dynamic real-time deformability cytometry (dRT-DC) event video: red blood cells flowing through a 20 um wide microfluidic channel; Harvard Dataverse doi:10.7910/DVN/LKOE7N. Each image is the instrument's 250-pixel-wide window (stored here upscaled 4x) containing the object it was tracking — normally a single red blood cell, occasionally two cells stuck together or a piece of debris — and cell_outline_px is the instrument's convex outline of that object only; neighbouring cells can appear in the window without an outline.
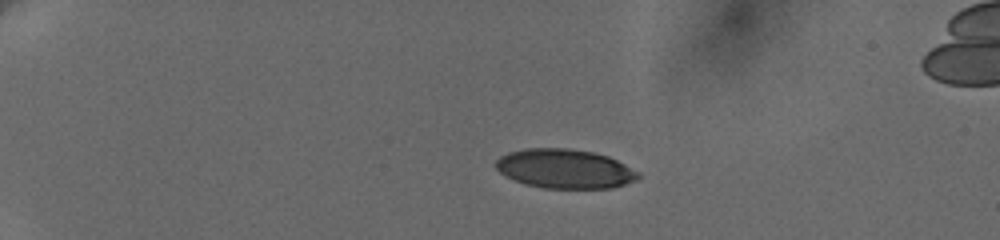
{"species": "human", "species_latin": "Homo sapiens", "temperature_condition": "cold", "stored_images_in_passage": 24, "camera_frame_rate_fps": 3000, "um_per_image_px": 0.085, "donor": {"sex": "female"}, "frame": {"image": 1, "passage_image": 1, "time_ms": 0.0, "image_size_px": [1000, 240], "cell_outline_px": [[640, 176], [636, 180], [612, 188], [544, 188], [524, 184], [504, 176], [492, 164], [500, 156], [508, 152], [524, 148], [568, 148], [592, 152], [608, 156], [640, 172]], "centroid_in_image_um": [47.96, 14.34], "position_along_channel_um": 37.0, "area_um2": 32.77}}
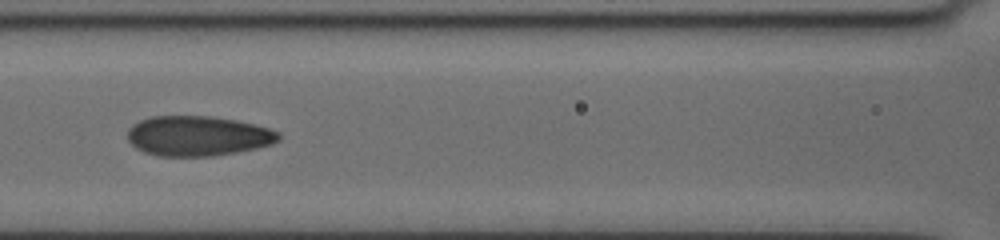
{"frame": {"image": 2, "passage_image": 14, "time_ms": 5.333, "image_size_px": [1000, 240], "cell_outline_px": [[280, 140], [272, 144], [256, 148], [236, 152], [212, 156], [160, 156], [144, 152], [136, 148], [128, 140], [128, 128], [132, 124], [140, 120], [152, 116], [208, 116], [236, 120], [256, 124], [280, 132]], "centroid_in_image_um": [16.82, 11.55], "position_along_channel_um": 149.8, "area_um2": 35.32}}
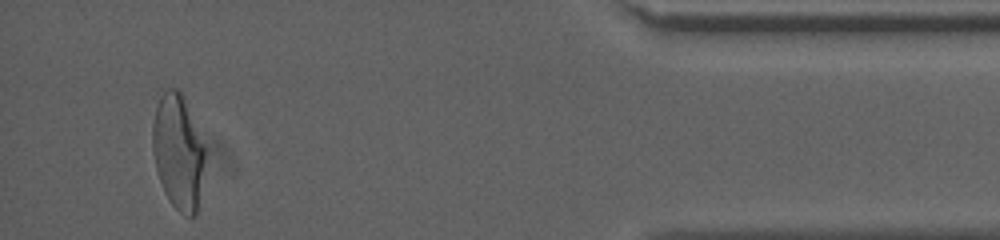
{"frame": {"image": 3, "passage_image": 24, "time_ms": 14.0, "image_size_px": [1000, 240], "cell_outline_px": [[204, 156], [196, 216], [184, 216], [168, 200], [164, 192], [156, 172], [152, 152], [152, 124], [156, 108], [160, 96], [168, 88], [180, 88], [204, 148]], "centroid_in_image_um": [15.09, 12.91], "position_along_channel_um": 420.1, "area_um2": 34.68}, "authors_computed_cell_mechanics": {"area_um2": 34.7089, "velocity_mm_per_s": 3.6686, "shape_relaxation_time_tau1_ms": 9.2866, "shape_relaxation_time_tau2_ms": 1.1372, "deformation_change_tau1": 0.2462, "deformation_change_tau2": 0.0732}}